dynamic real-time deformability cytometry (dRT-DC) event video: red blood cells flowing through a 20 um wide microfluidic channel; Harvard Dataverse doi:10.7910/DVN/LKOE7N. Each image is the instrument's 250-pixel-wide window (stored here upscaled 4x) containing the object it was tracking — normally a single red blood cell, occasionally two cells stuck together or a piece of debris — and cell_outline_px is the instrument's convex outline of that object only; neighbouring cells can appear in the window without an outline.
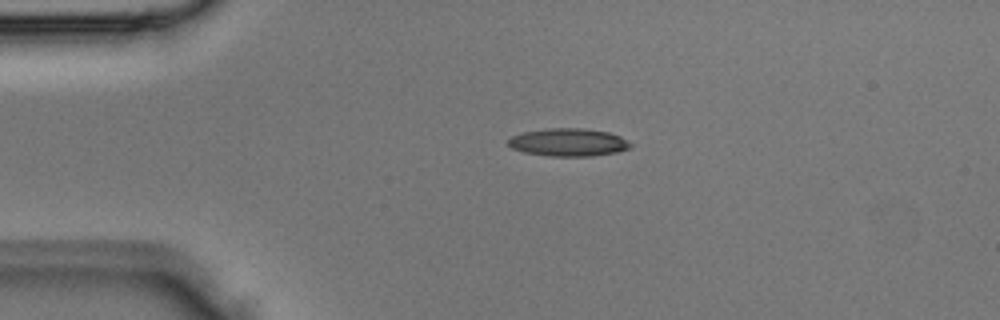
{"species": "Egyptian fruit bat (a non-hibernating species)", "species_latin": "Rousettus aegyptiacus", "temperature_condition": "room temperature", "stored_images_in_passage": 1, "camera_frame_rate_fps": 3000, "um_per_image_px": 0.085, "animal": {"sex": "male"}, "frame": {"image": 1, "passage_image": 1, "time_ms": 0.0, "image_size_px": [1000, 320], "cell_outline_px": [[632, 148], [616, 152], [592, 156], [552, 156], [524, 152], [512, 148], [508, 144], [508, 136], [524, 132], [544, 128], [584, 128], [608, 132], [620, 136], [632, 144]], "centroid_in_image_um": [48.3, 12.09], "position_along_channel_um": 36.7, "area_um2": 19.94}}